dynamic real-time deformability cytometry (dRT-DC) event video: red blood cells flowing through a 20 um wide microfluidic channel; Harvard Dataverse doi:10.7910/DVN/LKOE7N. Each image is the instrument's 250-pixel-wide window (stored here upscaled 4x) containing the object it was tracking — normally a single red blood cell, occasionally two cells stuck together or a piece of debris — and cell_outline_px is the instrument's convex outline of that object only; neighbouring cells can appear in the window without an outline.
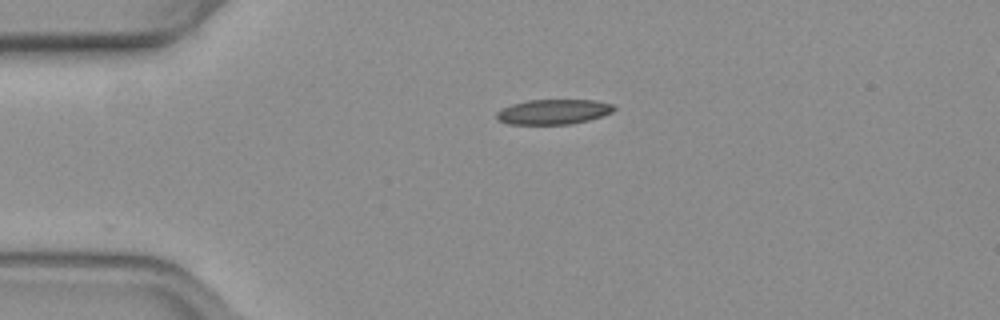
{"species": "common noctule bat (a hibernating species)", "species_latin": "Nyctalus noctula", "temperature_condition": "warm", "stored_images_in_passage": 6, "camera_frame_rate_fps": 3000, "um_per_image_px": 0.085, "animal": {"sex": "female", "body_mass_g": 19.3, "forearm_length_mm": 54.1}, "frame": {"image": 1, "passage_image": 1, "time_ms": 0.0, "image_size_px": [1000, 320], "cell_outline_px": [[616, 108], [612, 112], [588, 120], [568, 124], [508, 124], [496, 120], [496, 112], [512, 104], [528, 100], [592, 100], [612, 104]], "centroid_in_image_um": [47.0, 9.5], "position_along_channel_um": 38.0, "area_um2": 16.94}}